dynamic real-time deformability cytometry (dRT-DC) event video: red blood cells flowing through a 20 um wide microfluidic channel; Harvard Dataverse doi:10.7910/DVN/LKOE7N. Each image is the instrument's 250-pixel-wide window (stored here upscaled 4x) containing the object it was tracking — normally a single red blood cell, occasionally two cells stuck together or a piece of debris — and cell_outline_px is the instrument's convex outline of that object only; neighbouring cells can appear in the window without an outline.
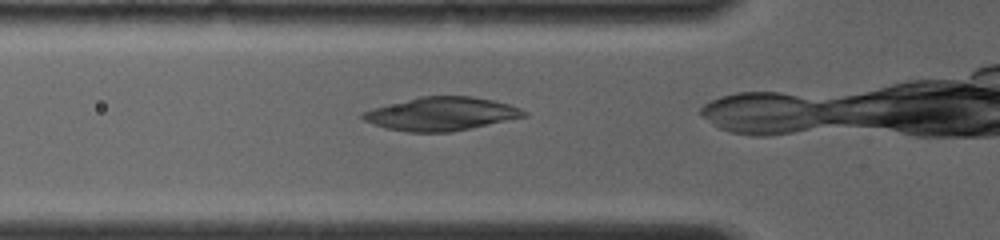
{"species": "common noctule bat (a hibernating species)", "species_latin": "Nyctalus noctula", "temperature_condition": "room temperature", "stored_images_in_passage": 15, "camera_frame_rate_fps": 4000, "um_per_image_px": 0.085, "animal": {"sex": "female", "body_mass_g": 19.0, "forearm_length_mm": 56.7}, "frame": {"image": 1, "passage_image": 4, "time_ms": 1.25, "image_size_px": [1000, 240], "cell_outline_px": [[528, 116], [452, 132], [408, 132], [384, 128], [364, 120], [360, 116], [360, 112], [372, 108], [420, 96], [472, 96], [492, 100], [508, 104], [520, 108], [528, 112]], "centroid_in_image_um": [37.5, 9.68], "position_along_channel_um": 88.3, "area_um2": 31.44}}